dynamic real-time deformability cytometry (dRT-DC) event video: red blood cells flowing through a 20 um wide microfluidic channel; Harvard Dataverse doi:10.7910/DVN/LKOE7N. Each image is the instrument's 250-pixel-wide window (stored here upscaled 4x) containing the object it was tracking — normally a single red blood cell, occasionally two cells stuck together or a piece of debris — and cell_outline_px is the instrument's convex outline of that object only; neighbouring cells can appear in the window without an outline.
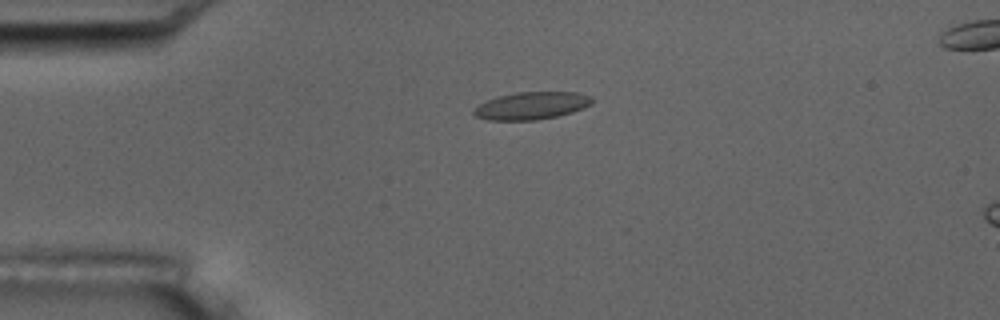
{"species": "common noctule bat (a hibernating species)", "species_latin": "Nyctalus noctula", "temperature_condition": "room temperature", "stored_images_in_passage": 3, "segment_of_instrument_passage": [1, 2], "camera_frame_rate_fps": 3000, "um_per_image_px": 0.085, "animal": {"sex": "male", "body_mass_g": 17.5, "forearm_length_mm": 52.3}, "frame": {"image": 1, "passage_image": 1, "time_ms": 0.0, "image_size_px": [1000, 320], "cell_outline_px": [[592, 104], [584, 108], [572, 112], [556, 116], [536, 120], [488, 120], [476, 116], [472, 112], [480, 104], [496, 96], [516, 92], [580, 92], [592, 96]], "centroid_in_image_um": [45.21, 8.97], "position_along_channel_um": 39.8, "area_um2": 18.96}}